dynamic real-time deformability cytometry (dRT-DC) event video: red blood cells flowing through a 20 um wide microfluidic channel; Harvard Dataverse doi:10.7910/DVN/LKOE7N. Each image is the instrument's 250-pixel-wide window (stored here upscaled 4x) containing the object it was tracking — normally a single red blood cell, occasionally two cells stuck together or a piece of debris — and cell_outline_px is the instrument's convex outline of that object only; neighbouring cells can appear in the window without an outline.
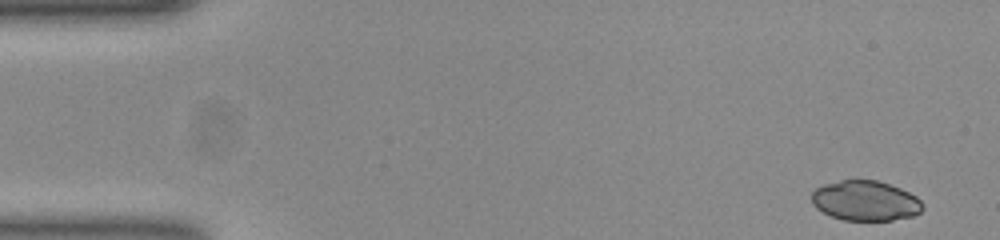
{"species": "common noctule bat (a hibernating species)", "species_latin": "Nyctalus noctula", "temperature_condition": "room temperature", "stored_images_in_passage": 51, "camera_frame_rate_fps": 3000, "um_per_image_px": 0.085, "animal": {"sex": "female", "body_mass_g": 23.0, "forearm_length_mm": 53.4}, "frame": {"image": 1, "passage_image": 1, "time_ms": 0.0, "image_size_px": [1000, 240], "cell_outline_px": [[924, 208], [920, 212], [912, 216], [892, 220], [844, 220], [832, 216], [816, 208], [812, 204], [812, 192], [816, 188], [824, 184], [840, 180], [876, 180], [900, 188], [916, 196], [920, 200]], "centroid_in_image_um": [73.55, 17.06], "position_along_channel_um": 11.4, "area_um2": 25.78}}
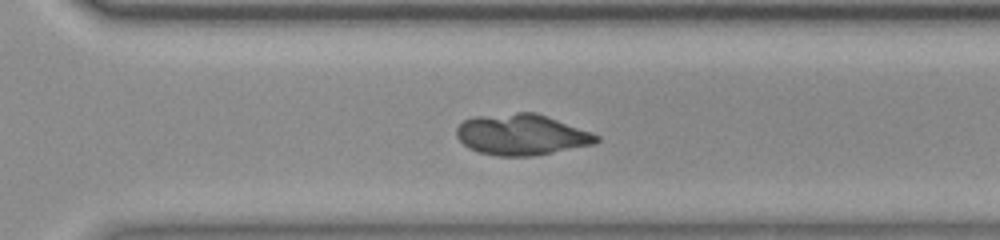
{"frame": {"image": 2, "passage_image": 35, "time_ms": 11.333, "image_size_px": [1000, 240], "cell_outline_px": [[600, 140], [596, 144], [532, 156], [496, 156], [480, 152], [468, 148], [456, 136], [456, 128], [464, 120], [472, 116], [516, 112], [536, 112], [592, 132], [600, 136]], "centroid_in_image_um": [44.34, 11.44], "position_along_channel_um": 326.3, "area_um2": 33.64}}
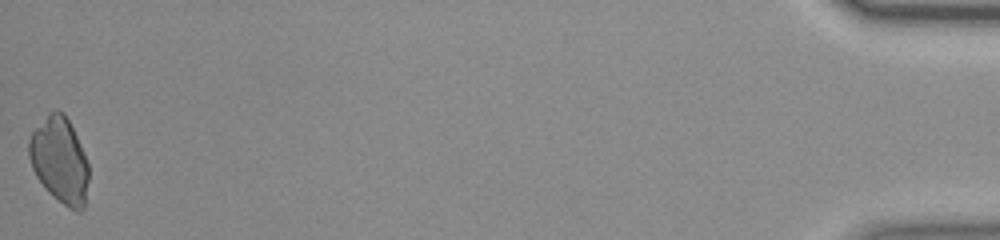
{"frame": {"image": 3, "passage_image": 51, "time_ms": 16.667, "image_size_px": [1000, 240], "cell_outline_px": [[88, 180], [84, 208], [80, 212], [76, 212], [68, 208], [48, 192], [44, 188], [36, 176], [32, 168], [28, 156], [28, 140], [32, 132], [56, 108], [64, 112], [76, 136], [88, 164]], "centroid_in_image_um": [5.06, 13.67], "position_along_channel_um": 430.1, "area_um2": 29.65}}